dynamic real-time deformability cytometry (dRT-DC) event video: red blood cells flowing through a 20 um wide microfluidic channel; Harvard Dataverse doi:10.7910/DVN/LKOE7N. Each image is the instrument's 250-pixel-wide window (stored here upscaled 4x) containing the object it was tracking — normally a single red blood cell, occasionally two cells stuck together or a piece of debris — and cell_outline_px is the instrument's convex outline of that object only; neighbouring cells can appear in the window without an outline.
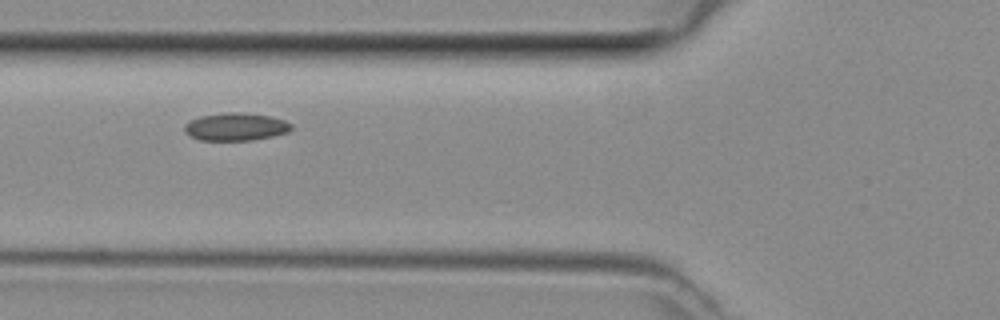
{"species": "common noctule bat (a hibernating species)", "species_latin": "Nyctalus noctula", "temperature_condition": "room temperature", "stored_images_in_passage": 3, "camera_frame_rate_fps": 3000, "um_per_image_px": 0.085, "animal": {"sex": "female", "body_mass_g": 29.2, "forearm_length_mm": 56.3}, "frame": {"image": 1, "passage_image": 2, "time_ms": 0.333, "image_size_px": [1000, 320], "cell_outline_px": [[292, 128], [288, 132], [272, 136], [252, 140], [200, 140], [184, 132], [184, 124], [188, 120], [200, 116], [224, 112], [244, 112], [272, 116], [284, 120], [292, 124]], "centroid_in_image_um": [20.03, 10.76], "position_along_channel_um": 105.8, "area_um2": 17.46}}
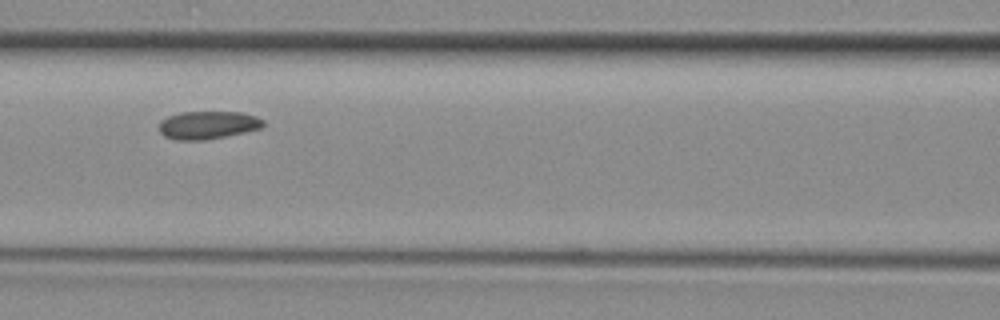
{"frame": {"image": 2, "passage_image": 3, "time_ms": 0.667, "image_size_px": [1000, 320], "cell_outline_px": [[264, 124], [260, 128], [244, 132], [204, 140], [176, 140], [164, 136], [160, 132], [160, 120], [168, 116], [180, 112], [240, 112], [256, 116], [264, 120]], "centroid_in_image_um": [17.65, 10.62], "position_along_channel_um": 149.0, "area_um2": 16.88}}